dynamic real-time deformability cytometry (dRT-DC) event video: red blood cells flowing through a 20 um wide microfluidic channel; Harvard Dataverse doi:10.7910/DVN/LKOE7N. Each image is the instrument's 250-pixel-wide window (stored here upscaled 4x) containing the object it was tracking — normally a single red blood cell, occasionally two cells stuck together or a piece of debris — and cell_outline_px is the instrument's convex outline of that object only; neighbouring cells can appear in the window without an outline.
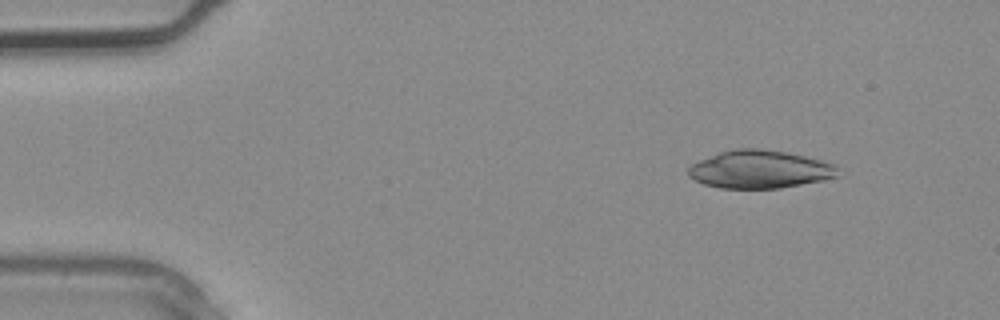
{"species": "common noctule bat (a hibernating species)", "species_latin": "Nyctalus noctula", "temperature_condition": "warm", "stored_images_in_passage": 3, "camera_frame_rate_fps": 3000, "um_per_image_px": 0.085, "animal": {"sex": "male", "body_mass_g": 20.4}, "frame": {"image": 1, "passage_image": 1, "time_ms": 0.0, "image_size_px": [1000, 320], "cell_outline_px": [[836, 176], [824, 180], [780, 188], [720, 188], [704, 184], [688, 176], [688, 168], [692, 164], [700, 160], [720, 152], [736, 148], [760, 148], [784, 152], [804, 156], [836, 164]], "centroid_in_image_um": [64.56, 14.39], "position_along_channel_um": 20.4, "area_um2": 32.77}}